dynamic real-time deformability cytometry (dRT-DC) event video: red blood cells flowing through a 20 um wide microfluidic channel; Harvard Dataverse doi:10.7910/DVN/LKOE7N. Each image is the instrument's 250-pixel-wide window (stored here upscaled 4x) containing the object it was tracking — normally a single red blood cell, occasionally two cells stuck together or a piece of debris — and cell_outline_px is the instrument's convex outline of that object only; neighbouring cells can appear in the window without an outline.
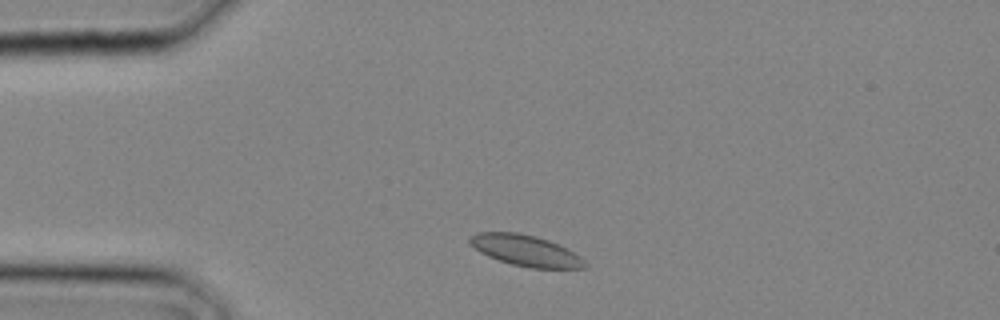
{"species": "common noctule bat (a hibernating species)", "species_latin": "Nyctalus noctula", "temperature_condition": "cold", "stored_images_in_passage": 16, "camera_frame_rate_fps": 3000, "um_per_image_px": 0.085, "animal": {"sex": "male", "body_mass_g": 20.4}, "frame": {"image": 1, "passage_image": 3, "time_ms": 0.667, "image_size_px": [1000, 320], "cell_outline_px": [[588, 264], [584, 268], [532, 268], [512, 264], [488, 256], [480, 252], [468, 240], [468, 236], [476, 232], [520, 232], [536, 236], [548, 240], [580, 256]], "centroid_in_image_um": [44.65, 21.28], "position_along_channel_um": 40.3, "area_um2": 20.58}}
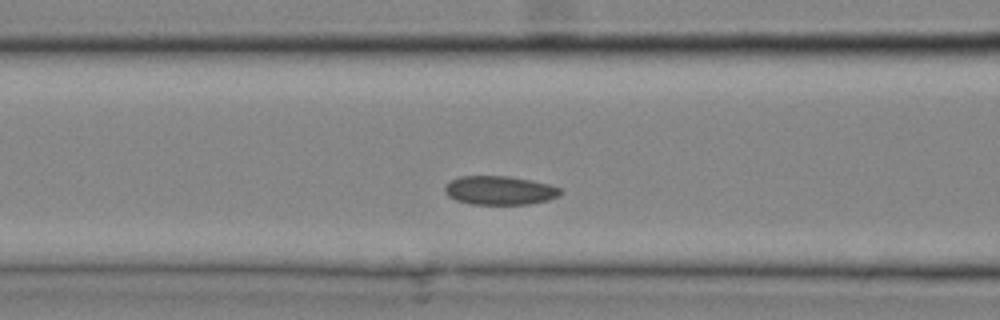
{"frame": {"image": 2, "passage_image": 8, "time_ms": 2.333, "image_size_px": [1000, 320], "cell_outline_px": [[564, 192], [560, 196], [548, 200], [528, 204], [472, 204], [456, 200], [448, 196], [444, 192], [444, 188], [452, 180], [460, 176], [508, 176], [532, 180], [548, 184], [560, 188]], "centroid_in_image_um": [42.5, 16.18], "position_along_channel_um": 124.1, "area_um2": 19.42}}
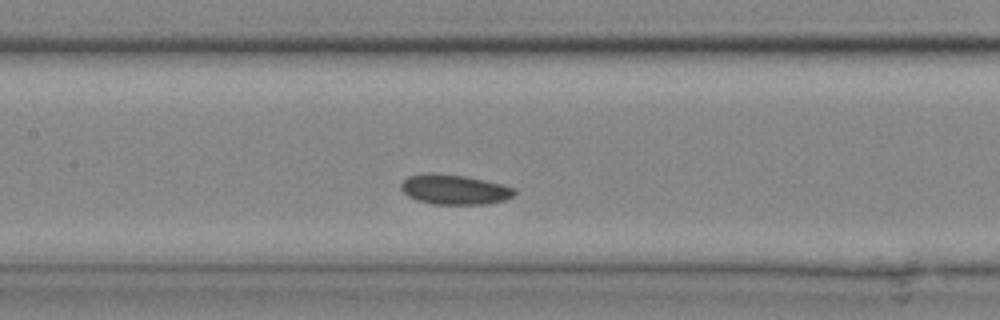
{"frame": {"image": 3, "passage_image": 10, "time_ms": 3.0, "image_size_px": [1000, 320], "cell_outline_px": [[516, 192], [512, 196], [504, 200], [488, 204], [432, 204], [416, 200], [408, 196], [400, 188], [400, 184], [408, 176], [424, 172], [464, 176], [484, 180], [516, 188]], "centroid_in_image_um": [38.6, 16.11], "position_along_channel_um": 168.8, "area_um2": 19.77}}